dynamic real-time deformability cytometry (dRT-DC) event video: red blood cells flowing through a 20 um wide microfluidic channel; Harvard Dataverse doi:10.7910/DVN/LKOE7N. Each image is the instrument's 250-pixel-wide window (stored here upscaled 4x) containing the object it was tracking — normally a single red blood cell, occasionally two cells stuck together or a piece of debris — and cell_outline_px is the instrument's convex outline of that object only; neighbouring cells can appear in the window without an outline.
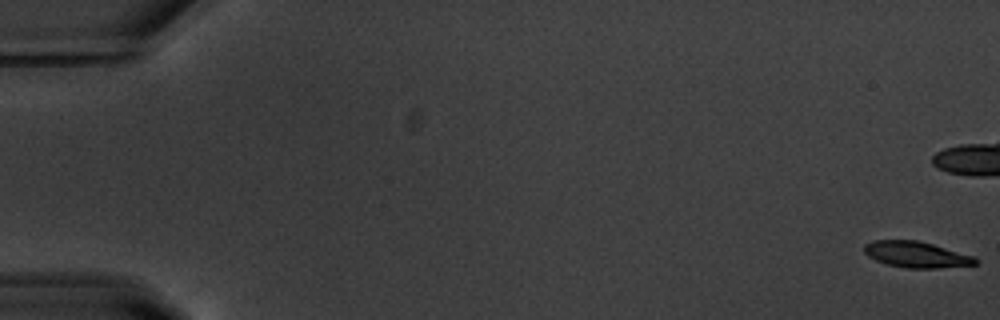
{"species": "common noctule bat (a hibernating species)", "species_latin": "Nyctalus noctula", "temperature_condition": "warm", "stored_images_in_passage": 15, "camera_frame_rate_fps": 3000, "um_per_image_px": 0.085, "animal": {"sex": "male", "body_mass_g": 20.1, "forearm_length_mm": 53.5}, "frame": {"image": 1, "passage_image": 1, "time_ms": 0.0, "image_size_px": [1000, 320], "cell_outline_px": [[980, 260], [976, 264], [940, 268], [904, 268], [888, 264], [876, 260], [868, 256], [864, 252], [864, 244], [872, 240], [916, 240], [932, 244], [976, 256]], "centroid_in_image_um": [77.91, 21.63], "position_along_channel_um": 7.1, "area_um2": 16.99}}